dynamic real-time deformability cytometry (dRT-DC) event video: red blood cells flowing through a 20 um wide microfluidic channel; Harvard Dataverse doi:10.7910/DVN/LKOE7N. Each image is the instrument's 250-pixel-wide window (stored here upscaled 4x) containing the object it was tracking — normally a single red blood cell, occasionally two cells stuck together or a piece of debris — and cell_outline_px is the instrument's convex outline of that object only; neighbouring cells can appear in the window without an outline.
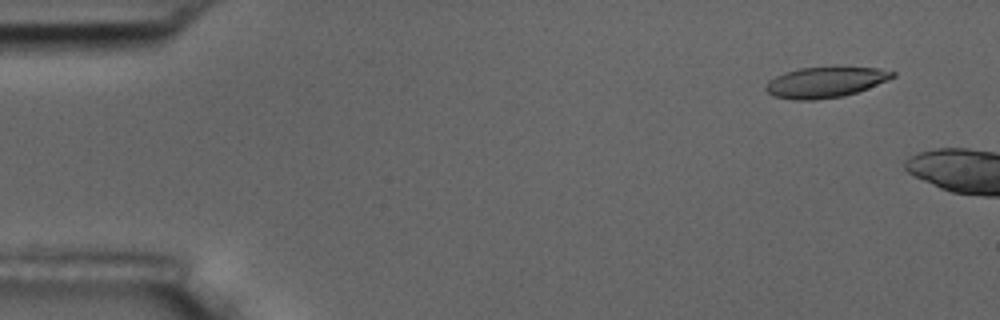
{"species": "common noctule bat (a hibernating species)", "species_latin": "Nyctalus noctula", "temperature_condition": "room temperature", "stored_images_in_passage": 4, "camera_frame_rate_fps": 3000, "um_per_image_px": 0.085, "animal": {"sex": "male", "body_mass_g": 17.5, "forearm_length_mm": 52.3}, "frame": {"image": 1, "passage_image": 2, "time_ms": 1.0, "image_size_px": [1000, 320], "cell_outline_px": [[896, 76], [888, 80], [868, 88], [844, 96], [816, 100], [796, 100], [772, 96], [764, 88], [768, 80], [784, 72], [800, 68], [840, 64], [880, 68], [896, 72]], "centroid_in_image_um": [70.2, 6.94], "position_along_channel_um": 14.8, "area_um2": 23.64}}